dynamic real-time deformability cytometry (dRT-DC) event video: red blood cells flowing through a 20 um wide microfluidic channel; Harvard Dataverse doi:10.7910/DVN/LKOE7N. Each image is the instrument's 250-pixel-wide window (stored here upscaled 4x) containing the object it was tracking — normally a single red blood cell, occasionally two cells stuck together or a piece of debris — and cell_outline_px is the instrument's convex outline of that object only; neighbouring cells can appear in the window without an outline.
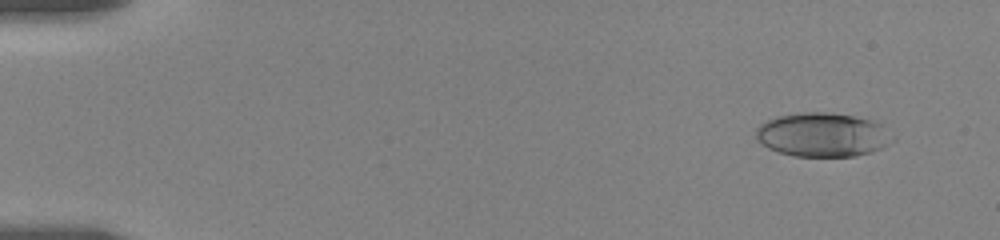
{"species": "human", "species_latin": "Homo sapiens", "temperature_condition": "room temperature", "stored_images_in_passage": 40, "camera_frame_rate_fps": 3000, "um_per_image_px": 0.085, "donor": {"sex": "female"}, "frame": {"image": 1, "passage_image": 3, "time_ms": 1.333, "image_size_px": [1000, 240], "cell_outline_px": [[896, 140], [872, 152], [856, 156], [792, 156], [768, 148], [760, 144], [756, 140], [756, 128], [760, 124], [776, 116], [804, 112], [832, 112], [856, 116], [872, 120], [880, 124], [896, 136]], "centroid_in_image_um": [69.94, 11.45], "position_along_channel_um": 15.1, "area_um2": 35.43}}
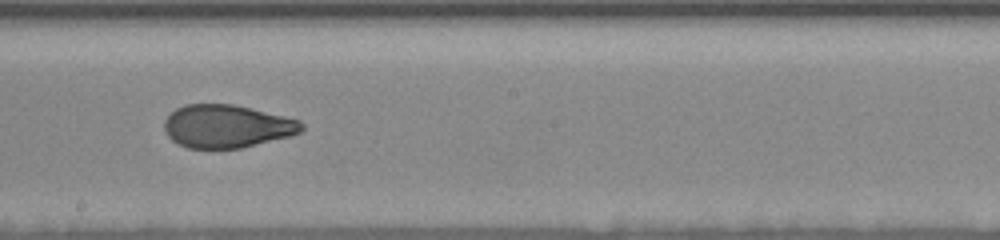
{"frame": {"image": 2, "passage_image": 18, "time_ms": 11.0, "image_size_px": [1000, 240], "cell_outline_px": [[304, 128], [300, 132], [292, 136], [240, 148], [188, 148], [176, 144], [164, 132], [164, 120], [176, 108], [184, 104], [232, 104], [284, 116], [300, 120], [304, 124]], "centroid_in_image_um": [19.27, 10.74], "position_along_channel_um": 228.9, "area_um2": 34.51}}
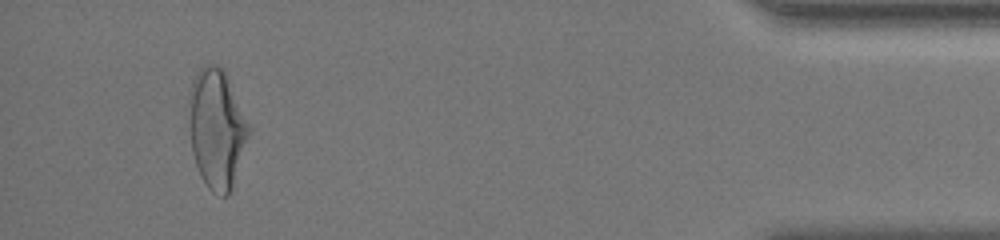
{"frame": {"image": 3, "passage_image": 37, "time_ms": 18.0, "image_size_px": [1000, 240], "cell_outline_px": [[248, 136], [228, 196], [220, 196], [212, 192], [208, 188], [200, 176], [192, 152], [188, 96], [188, 92], [192, 80], [196, 72], [204, 64], [216, 64], [224, 72], [248, 124]], "centroid_in_image_um": [18.36, 10.92], "position_along_channel_um": 416.8, "area_um2": 40.52}, "authors_computed_cell_mechanics": {"area_um2": 36.0094, "velocity_mm_per_s": 3.5262, "shape_relaxation_time_tau1_ms": 3.9628, "shape_relaxation_time_tau2_ms": 1.1696, "deformation_change_tau1": 0.1533, "deformation_change_tau2": 0.0563}}